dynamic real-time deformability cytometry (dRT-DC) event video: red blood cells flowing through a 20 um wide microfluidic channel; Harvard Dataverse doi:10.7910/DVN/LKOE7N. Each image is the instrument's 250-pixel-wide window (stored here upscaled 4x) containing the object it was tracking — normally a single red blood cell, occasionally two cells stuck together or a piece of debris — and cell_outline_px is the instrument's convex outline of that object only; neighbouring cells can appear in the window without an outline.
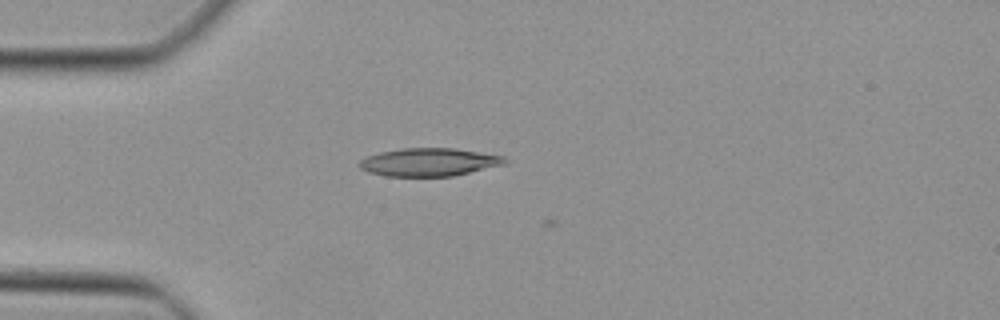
{"species": "Egyptian fruit bat (a non-hibernating species)", "species_latin": "Rousettus aegyptiacus", "temperature_condition": "cold", "stored_images_in_passage": 2, "camera_frame_rate_fps": 3000, "um_per_image_px": 0.085, "animal": {"sex": "female"}, "frame": {"image": 1, "passage_image": 1, "time_ms": 0.0, "image_size_px": [1000, 320], "cell_outline_px": [[508, 160], [504, 164], [452, 176], [384, 176], [368, 172], [360, 168], [356, 164], [360, 160], [368, 156], [380, 152], [400, 148], [452, 148], [504, 156]], "centroid_in_image_um": [36.41, 13.78], "position_along_channel_um": 48.6, "area_um2": 23.64}}